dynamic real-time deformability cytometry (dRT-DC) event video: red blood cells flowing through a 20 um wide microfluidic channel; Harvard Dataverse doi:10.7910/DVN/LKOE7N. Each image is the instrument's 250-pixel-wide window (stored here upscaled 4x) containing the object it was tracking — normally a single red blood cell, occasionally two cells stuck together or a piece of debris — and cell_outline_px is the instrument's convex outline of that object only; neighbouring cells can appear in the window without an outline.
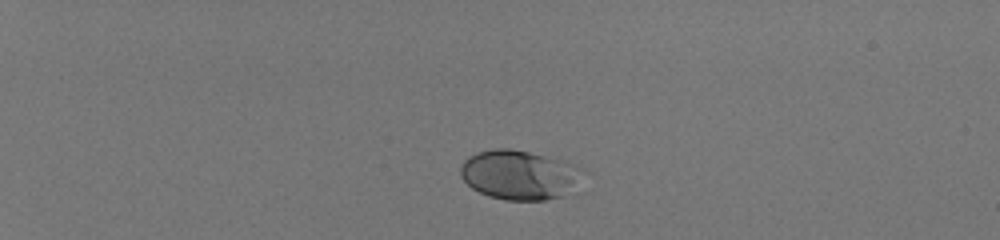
{"species": "human", "species_latin": "Homo sapiens", "temperature_condition": "room temperature", "stored_images_in_passage": 41, "camera_frame_rate_fps": 3000, "um_per_image_px": 0.085, "donor": {"sex": "male"}, "frame": {"image": 1, "passage_image": 1, "time_ms": 0.0, "image_size_px": [1000, 240], "cell_outline_px": [[580, 168], [568, 192], [564, 196], [544, 200], [504, 200], [488, 196], [472, 188], [460, 176], [460, 168], [464, 160], [468, 156], [476, 152], [492, 148], [508, 148], [528, 152], [564, 160]], "centroid_in_image_um": [44.02, 14.85], "position_along_channel_um": 41.0, "area_um2": 34.62}}
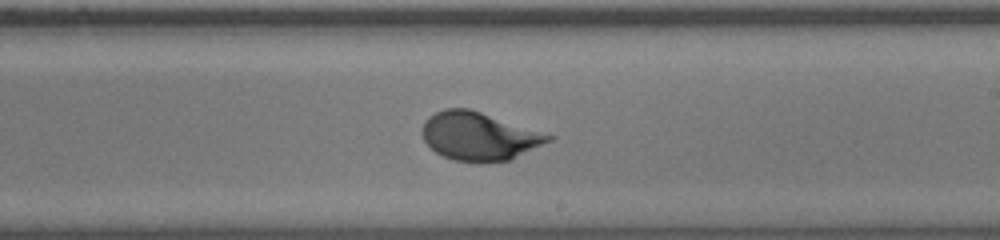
{"frame": {"image": 2, "passage_image": 24, "time_ms": 7.667, "image_size_px": [1000, 240], "cell_outline_px": [[556, 136], [552, 140], [508, 160], [480, 164], [476, 164], [456, 160], [444, 156], [436, 152], [424, 140], [420, 132], [424, 120], [428, 116], [444, 108], [468, 108]], "centroid_in_image_um": [40.69, 11.58], "position_along_channel_um": 248.3, "area_um2": 35.49}}
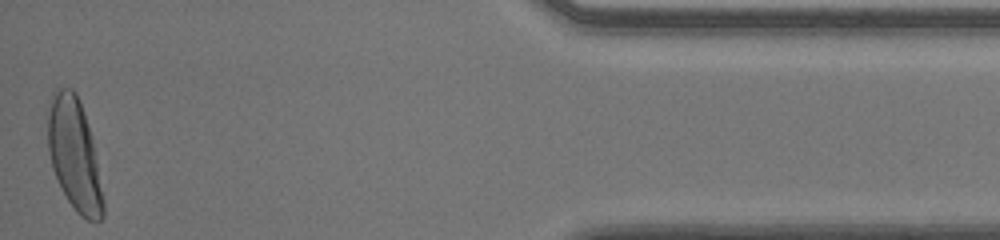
{"frame": {"image": 3, "passage_image": 41, "time_ms": 13.333, "image_size_px": [1000, 240], "cell_outline_px": [[104, 216], [100, 220], [88, 220], [80, 216], [76, 212], [68, 200], [52, 168], [48, 148], [48, 112], [52, 92], [60, 88], [72, 88], [76, 92], [92, 136], [104, 200]], "centroid_in_image_um": [6.33, 13.15], "position_along_channel_um": 428.9, "area_um2": 35.78}, "authors_computed_cell_mechanics": {"area_um2": 34.1598, "velocity_mm_per_s": 4.0581, "shape_relaxation_time_tau1_ms": 4.0099, "shape_relaxation_time_tau2_ms": null, "deformation_change_tau1": 0.177, "deformation_change_tau2": null}}